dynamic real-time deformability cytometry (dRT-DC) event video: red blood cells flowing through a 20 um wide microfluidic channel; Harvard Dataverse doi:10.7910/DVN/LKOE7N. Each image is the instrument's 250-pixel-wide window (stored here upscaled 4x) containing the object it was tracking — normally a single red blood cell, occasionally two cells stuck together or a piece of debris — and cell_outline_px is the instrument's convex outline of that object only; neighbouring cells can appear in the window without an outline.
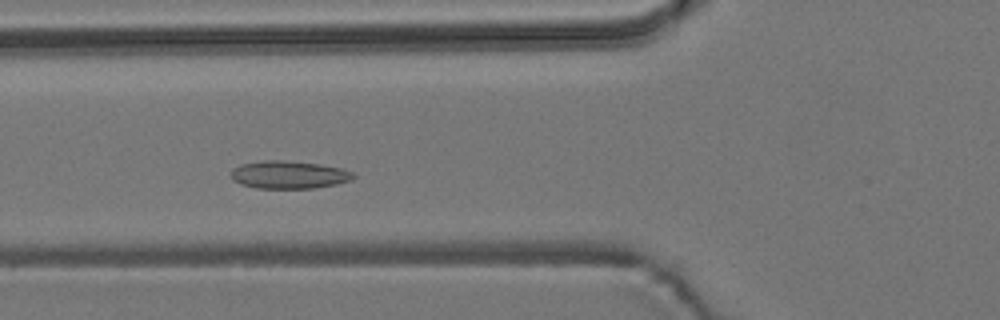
{"species": "common noctule bat (a hibernating species)", "species_latin": "Nyctalus noctula", "temperature_condition": "room temperature", "stored_images_in_passage": 5, "camera_frame_rate_fps": 3000, "um_per_image_px": 0.085, "animal": {"sex": "male", "body_mass_g": 19.2, "forearm_length_mm": 51.8}, "frame": {"image": 1, "passage_image": 4, "time_ms": 1.0, "image_size_px": [1000, 320], "cell_outline_px": [[356, 176], [352, 180], [336, 184], [312, 188], [256, 188], [240, 184], [232, 180], [232, 168], [240, 164], [264, 160], [284, 160], [320, 164], [340, 168], [352, 172]], "centroid_in_image_um": [24.54, 14.85], "position_along_channel_um": 101.3, "area_um2": 19.83}}
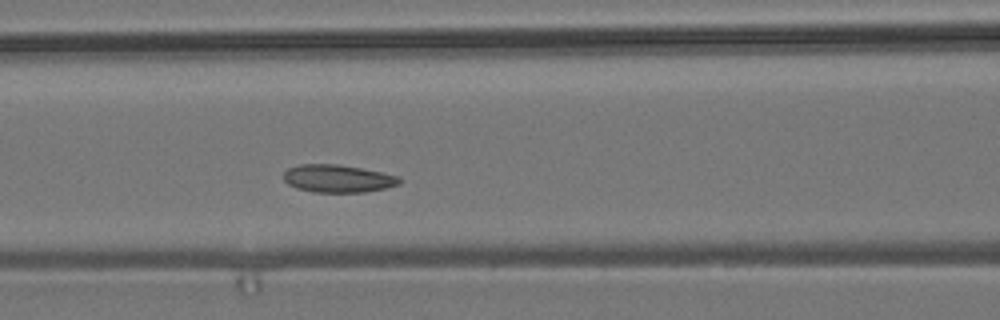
{"frame": {"image": 2, "passage_image": 5, "time_ms": 1.333, "image_size_px": [1000, 320], "cell_outline_px": [[400, 184], [384, 188], [364, 192], [312, 192], [296, 188], [288, 184], [284, 180], [284, 172], [288, 168], [300, 164], [336, 164], [360, 168], [400, 176]], "centroid_in_image_um": [28.69, 15.18], "position_along_channel_um": 137.9, "area_um2": 18.61}}